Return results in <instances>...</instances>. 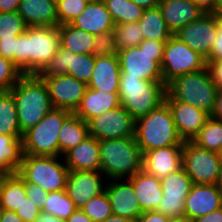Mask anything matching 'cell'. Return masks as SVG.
<instances>
[{"label": "cell", "instance_id": "obj_65", "mask_svg": "<svg viewBox=\"0 0 222 222\" xmlns=\"http://www.w3.org/2000/svg\"><path fill=\"white\" fill-rule=\"evenodd\" d=\"M52 2H54V3H59L61 0H51Z\"/></svg>", "mask_w": 222, "mask_h": 222}, {"label": "cell", "instance_id": "obj_1", "mask_svg": "<svg viewBox=\"0 0 222 222\" xmlns=\"http://www.w3.org/2000/svg\"><path fill=\"white\" fill-rule=\"evenodd\" d=\"M60 47L58 27H28L17 36L16 66L22 74H39Z\"/></svg>", "mask_w": 222, "mask_h": 222}, {"label": "cell", "instance_id": "obj_63", "mask_svg": "<svg viewBox=\"0 0 222 222\" xmlns=\"http://www.w3.org/2000/svg\"><path fill=\"white\" fill-rule=\"evenodd\" d=\"M215 12H222V0L217 1Z\"/></svg>", "mask_w": 222, "mask_h": 222}, {"label": "cell", "instance_id": "obj_38", "mask_svg": "<svg viewBox=\"0 0 222 222\" xmlns=\"http://www.w3.org/2000/svg\"><path fill=\"white\" fill-rule=\"evenodd\" d=\"M114 32L119 51L138 46L144 40L139 22L115 24Z\"/></svg>", "mask_w": 222, "mask_h": 222}, {"label": "cell", "instance_id": "obj_13", "mask_svg": "<svg viewBox=\"0 0 222 222\" xmlns=\"http://www.w3.org/2000/svg\"><path fill=\"white\" fill-rule=\"evenodd\" d=\"M95 58L93 54H74L59 47L49 64L38 75L40 77L69 75L88 84L95 67Z\"/></svg>", "mask_w": 222, "mask_h": 222}, {"label": "cell", "instance_id": "obj_19", "mask_svg": "<svg viewBox=\"0 0 222 222\" xmlns=\"http://www.w3.org/2000/svg\"><path fill=\"white\" fill-rule=\"evenodd\" d=\"M106 184L105 190L113 215L135 221L143 212L132 182L129 179H121V181L120 179H112L107 181Z\"/></svg>", "mask_w": 222, "mask_h": 222}, {"label": "cell", "instance_id": "obj_5", "mask_svg": "<svg viewBox=\"0 0 222 222\" xmlns=\"http://www.w3.org/2000/svg\"><path fill=\"white\" fill-rule=\"evenodd\" d=\"M164 81H147L120 73L119 99L135 120L146 116L165 102Z\"/></svg>", "mask_w": 222, "mask_h": 222}, {"label": "cell", "instance_id": "obj_16", "mask_svg": "<svg viewBox=\"0 0 222 222\" xmlns=\"http://www.w3.org/2000/svg\"><path fill=\"white\" fill-rule=\"evenodd\" d=\"M47 86L53 108L74 112L88 88L87 83L69 75L41 77Z\"/></svg>", "mask_w": 222, "mask_h": 222}, {"label": "cell", "instance_id": "obj_22", "mask_svg": "<svg viewBox=\"0 0 222 222\" xmlns=\"http://www.w3.org/2000/svg\"><path fill=\"white\" fill-rule=\"evenodd\" d=\"M62 157L69 171H100L99 140L89 135Z\"/></svg>", "mask_w": 222, "mask_h": 222}, {"label": "cell", "instance_id": "obj_54", "mask_svg": "<svg viewBox=\"0 0 222 222\" xmlns=\"http://www.w3.org/2000/svg\"><path fill=\"white\" fill-rule=\"evenodd\" d=\"M210 117L222 121V90L217 93L215 107Z\"/></svg>", "mask_w": 222, "mask_h": 222}, {"label": "cell", "instance_id": "obj_14", "mask_svg": "<svg viewBox=\"0 0 222 222\" xmlns=\"http://www.w3.org/2000/svg\"><path fill=\"white\" fill-rule=\"evenodd\" d=\"M163 197L156 211L168 218L184 217L185 199L193 182L183 167L160 180Z\"/></svg>", "mask_w": 222, "mask_h": 222}, {"label": "cell", "instance_id": "obj_57", "mask_svg": "<svg viewBox=\"0 0 222 222\" xmlns=\"http://www.w3.org/2000/svg\"><path fill=\"white\" fill-rule=\"evenodd\" d=\"M143 9L155 8L159 5L160 0H131Z\"/></svg>", "mask_w": 222, "mask_h": 222}, {"label": "cell", "instance_id": "obj_39", "mask_svg": "<svg viewBox=\"0 0 222 222\" xmlns=\"http://www.w3.org/2000/svg\"><path fill=\"white\" fill-rule=\"evenodd\" d=\"M81 209L93 222H103L113 215L106 190L91 198Z\"/></svg>", "mask_w": 222, "mask_h": 222}, {"label": "cell", "instance_id": "obj_25", "mask_svg": "<svg viewBox=\"0 0 222 222\" xmlns=\"http://www.w3.org/2000/svg\"><path fill=\"white\" fill-rule=\"evenodd\" d=\"M119 106L121 102L118 93L103 92L88 87L73 113L88 123L92 118Z\"/></svg>", "mask_w": 222, "mask_h": 222}, {"label": "cell", "instance_id": "obj_58", "mask_svg": "<svg viewBox=\"0 0 222 222\" xmlns=\"http://www.w3.org/2000/svg\"><path fill=\"white\" fill-rule=\"evenodd\" d=\"M12 174L13 173H11L9 170L0 167V198H1L2 191L4 189V186H5L8 178Z\"/></svg>", "mask_w": 222, "mask_h": 222}, {"label": "cell", "instance_id": "obj_64", "mask_svg": "<svg viewBox=\"0 0 222 222\" xmlns=\"http://www.w3.org/2000/svg\"><path fill=\"white\" fill-rule=\"evenodd\" d=\"M83 1H85V2H87L89 4V3L99 2L101 0H83Z\"/></svg>", "mask_w": 222, "mask_h": 222}, {"label": "cell", "instance_id": "obj_43", "mask_svg": "<svg viewBox=\"0 0 222 222\" xmlns=\"http://www.w3.org/2000/svg\"><path fill=\"white\" fill-rule=\"evenodd\" d=\"M118 51L114 30L95 35L92 53L95 57L117 55Z\"/></svg>", "mask_w": 222, "mask_h": 222}, {"label": "cell", "instance_id": "obj_15", "mask_svg": "<svg viewBox=\"0 0 222 222\" xmlns=\"http://www.w3.org/2000/svg\"><path fill=\"white\" fill-rule=\"evenodd\" d=\"M173 35L207 59L218 36L215 14L204 13Z\"/></svg>", "mask_w": 222, "mask_h": 222}, {"label": "cell", "instance_id": "obj_23", "mask_svg": "<svg viewBox=\"0 0 222 222\" xmlns=\"http://www.w3.org/2000/svg\"><path fill=\"white\" fill-rule=\"evenodd\" d=\"M158 6L172 34L204 14L193 0H160Z\"/></svg>", "mask_w": 222, "mask_h": 222}, {"label": "cell", "instance_id": "obj_48", "mask_svg": "<svg viewBox=\"0 0 222 222\" xmlns=\"http://www.w3.org/2000/svg\"><path fill=\"white\" fill-rule=\"evenodd\" d=\"M207 66L211 72L213 82L219 90H222V60L212 61Z\"/></svg>", "mask_w": 222, "mask_h": 222}, {"label": "cell", "instance_id": "obj_3", "mask_svg": "<svg viewBox=\"0 0 222 222\" xmlns=\"http://www.w3.org/2000/svg\"><path fill=\"white\" fill-rule=\"evenodd\" d=\"M100 171L107 180L129 179L142 170L143 154L135 137L99 140Z\"/></svg>", "mask_w": 222, "mask_h": 222}, {"label": "cell", "instance_id": "obj_47", "mask_svg": "<svg viewBox=\"0 0 222 222\" xmlns=\"http://www.w3.org/2000/svg\"><path fill=\"white\" fill-rule=\"evenodd\" d=\"M170 219L154 210L143 212L134 222H169Z\"/></svg>", "mask_w": 222, "mask_h": 222}, {"label": "cell", "instance_id": "obj_18", "mask_svg": "<svg viewBox=\"0 0 222 222\" xmlns=\"http://www.w3.org/2000/svg\"><path fill=\"white\" fill-rule=\"evenodd\" d=\"M165 102L168 104L175 126L183 141H192L203 128L210 114L190 104L175 101L167 93Z\"/></svg>", "mask_w": 222, "mask_h": 222}, {"label": "cell", "instance_id": "obj_52", "mask_svg": "<svg viewBox=\"0 0 222 222\" xmlns=\"http://www.w3.org/2000/svg\"><path fill=\"white\" fill-rule=\"evenodd\" d=\"M21 0H0V12H17Z\"/></svg>", "mask_w": 222, "mask_h": 222}, {"label": "cell", "instance_id": "obj_37", "mask_svg": "<svg viewBox=\"0 0 222 222\" xmlns=\"http://www.w3.org/2000/svg\"><path fill=\"white\" fill-rule=\"evenodd\" d=\"M76 209L75 203L70 199L66 190H61L48 192L43 212L67 220Z\"/></svg>", "mask_w": 222, "mask_h": 222}, {"label": "cell", "instance_id": "obj_49", "mask_svg": "<svg viewBox=\"0 0 222 222\" xmlns=\"http://www.w3.org/2000/svg\"><path fill=\"white\" fill-rule=\"evenodd\" d=\"M216 60H222V37H220V31H218V36L213 44V48L209 57L206 59L207 65Z\"/></svg>", "mask_w": 222, "mask_h": 222}, {"label": "cell", "instance_id": "obj_34", "mask_svg": "<svg viewBox=\"0 0 222 222\" xmlns=\"http://www.w3.org/2000/svg\"><path fill=\"white\" fill-rule=\"evenodd\" d=\"M115 24L138 22L144 9L131 0H103Z\"/></svg>", "mask_w": 222, "mask_h": 222}, {"label": "cell", "instance_id": "obj_11", "mask_svg": "<svg viewBox=\"0 0 222 222\" xmlns=\"http://www.w3.org/2000/svg\"><path fill=\"white\" fill-rule=\"evenodd\" d=\"M221 165L218 153L201 148L192 141H184L182 167L193 184H216Z\"/></svg>", "mask_w": 222, "mask_h": 222}, {"label": "cell", "instance_id": "obj_27", "mask_svg": "<svg viewBox=\"0 0 222 222\" xmlns=\"http://www.w3.org/2000/svg\"><path fill=\"white\" fill-rule=\"evenodd\" d=\"M71 25L90 34L97 35L114 30L115 23L103 0L86 5L84 11Z\"/></svg>", "mask_w": 222, "mask_h": 222}, {"label": "cell", "instance_id": "obj_2", "mask_svg": "<svg viewBox=\"0 0 222 222\" xmlns=\"http://www.w3.org/2000/svg\"><path fill=\"white\" fill-rule=\"evenodd\" d=\"M10 92L15 98L22 135L37 125L53 108L47 86L37 74H23Z\"/></svg>", "mask_w": 222, "mask_h": 222}, {"label": "cell", "instance_id": "obj_21", "mask_svg": "<svg viewBox=\"0 0 222 222\" xmlns=\"http://www.w3.org/2000/svg\"><path fill=\"white\" fill-rule=\"evenodd\" d=\"M183 146H166L143 153L142 170L159 180L182 167Z\"/></svg>", "mask_w": 222, "mask_h": 222}, {"label": "cell", "instance_id": "obj_6", "mask_svg": "<svg viewBox=\"0 0 222 222\" xmlns=\"http://www.w3.org/2000/svg\"><path fill=\"white\" fill-rule=\"evenodd\" d=\"M218 91L208 66L176 77L166 85L167 94L175 101L190 104L210 115L214 110Z\"/></svg>", "mask_w": 222, "mask_h": 222}, {"label": "cell", "instance_id": "obj_24", "mask_svg": "<svg viewBox=\"0 0 222 222\" xmlns=\"http://www.w3.org/2000/svg\"><path fill=\"white\" fill-rule=\"evenodd\" d=\"M120 73L118 55L97 56L92 77L87 85L91 89L119 93Z\"/></svg>", "mask_w": 222, "mask_h": 222}, {"label": "cell", "instance_id": "obj_29", "mask_svg": "<svg viewBox=\"0 0 222 222\" xmlns=\"http://www.w3.org/2000/svg\"><path fill=\"white\" fill-rule=\"evenodd\" d=\"M88 136V123L71 113L64 120L59 133V156L79 145Z\"/></svg>", "mask_w": 222, "mask_h": 222}, {"label": "cell", "instance_id": "obj_9", "mask_svg": "<svg viewBox=\"0 0 222 222\" xmlns=\"http://www.w3.org/2000/svg\"><path fill=\"white\" fill-rule=\"evenodd\" d=\"M71 113L52 108L37 125L23 134L22 155L59 156V133L64 120Z\"/></svg>", "mask_w": 222, "mask_h": 222}, {"label": "cell", "instance_id": "obj_8", "mask_svg": "<svg viewBox=\"0 0 222 222\" xmlns=\"http://www.w3.org/2000/svg\"><path fill=\"white\" fill-rule=\"evenodd\" d=\"M60 156L21 155L17 174L24 182H31L46 192L65 190L69 168Z\"/></svg>", "mask_w": 222, "mask_h": 222}, {"label": "cell", "instance_id": "obj_66", "mask_svg": "<svg viewBox=\"0 0 222 222\" xmlns=\"http://www.w3.org/2000/svg\"><path fill=\"white\" fill-rule=\"evenodd\" d=\"M219 155H220V157H221V159H222V150L220 151Z\"/></svg>", "mask_w": 222, "mask_h": 222}, {"label": "cell", "instance_id": "obj_40", "mask_svg": "<svg viewBox=\"0 0 222 222\" xmlns=\"http://www.w3.org/2000/svg\"><path fill=\"white\" fill-rule=\"evenodd\" d=\"M18 12H0V39H14L27 30Z\"/></svg>", "mask_w": 222, "mask_h": 222}, {"label": "cell", "instance_id": "obj_45", "mask_svg": "<svg viewBox=\"0 0 222 222\" xmlns=\"http://www.w3.org/2000/svg\"><path fill=\"white\" fill-rule=\"evenodd\" d=\"M25 190L26 196L29 197L41 211H43L48 192L31 182H25Z\"/></svg>", "mask_w": 222, "mask_h": 222}, {"label": "cell", "instance_id": "obj_60", "mask_svg": "<svg viewBox=\"0 0 222 222\" xmlns=\"http://www.w3.org/2000/svg\"><path fill=\"white\" fill-rule=\"evenodd\" d=\"M214 14L218 25V31H220V37H222V12H215Z\"/></svg>", "mask_w": 222, "mask_h": 222}, {"label": "cell", "instance_id": "obj_26", "mask_svg": "<svg viewBox=\"0 0 222 222\" xmlns=\"http://www.w3.org/2000/svg\"><path fill=\"white\" fill-rule=\"evenodd\" d=\"M17 12L28 27H58L57 4L51 0H21Z\"/></svg>", "mask_w": 222, "mask_h": 222}, {"label": "cell", "instance_id": "obj_36", "mask_svg": "<svg viewBox=\"0 0 222 222\" xmlns=\"http://www.w3.org/2000/svg\"><path fill=\"white\" fill-rule=\"evenodd\" d=\"M23 136L0 135V167L16 173L21 159Z\"/></svg>", "mask_w": 222, "mask_h": 222}, {"label": "cell", "instance_id": "obj_53", "mask_svg": "<svg viewBox=\"0 0 222 222\" xmlns=\"http://www.w3.org/2000/svg\"><path fill=\"white\" fill-rule=\"evenodd\" d=\"M0 222H24L15 211L0 209Z\"/></svg>", "mask_w": 222, "mask_h": 222}, {"label": "cell", "instance_id": "obj_4", "mask_svg": "<svg viewBox=\"0 0 222 222\" xmlns=\"http://www.w3.org/2000/svg\"><path fill=\"white\" fill-rule=\"evenodd\" d=\"M135 139L141 153L166 146H183L166 102L136 120Z\"/></svg>", "mask_w": 222, "mask_h": 222}, {"label": "cell", "instance_id": "obj_61", "mask_svg": "<svg viewBox=\"0 0 222 222\" xmlns=\"http://www.w3.org/2000/svg\"><path fill=\"white\" fill-rule=\"evenodd\" d=\"M216 186L222 192V165H221L220 174L218 176V180H217Z\"/></svg>", "mask_w": 222, "mask_h": 222}, {"label": "cell", "instance_id": "obj_32", "mask_svg": "<svg viewBox=\"0 0 222 222\" xmlns=\"http://www.w3.org/2000/svg\"><path fill=\"white\" fill-rule=\"evenodd\" d=\"M0 135L23 136L19 128L15 98L10 91H0Z\"/></svg>", "mask_w": 222, "mask_h": 222}, {"label": "cell", "instance_id": "obj_33", "mask_svg": "<svg viewBox=\"0 0 222 222\" xmlns=\"http://www.w3.org/2000/svg\"><path fill=\"white\" fill-rule=\"evenodd\" d=\"M25 182L16 173L7 180L0 198V209L16 211L26 198Z\"/></svg>", "mask_w": 222, "mask_h": 222}, {"label": "cell", "instance_id": "obj_59", "mask_svg": "<svg viewBox=\"0 0 222 222\" xmlns=\"http://www.w3.org/2000/svg\"><path fill=\"white\" fill-rule=\"evenodd\" d=\"M103 222H134V221L125 217L111 215Z\"/></svg>", "mask_w": 222, "mask_h": 222}, {"label": "cell", "instance_id": "obj_35", "mask_svg": "<svg viewBox=\"0 0 222 222\" xmlns=\"http://www.w3.org/2000/svg\"><path fill=\"white\" fill-rule=\"evenodd\" d=\"M192 142L201 148L219 154L222 150V121L210 117Z\"/></svg>", "mask_w": 222, "mask_h": 222}, {"label": "cell", "instance_id": "obj_62", "mask_svg": "<svg viewBox=\"0 0 222 222\" xmlns=\"http://www.w3.org/2000/svg\"><path fill=\"white\" fill-rule=\"evenodd\" d=\"M169 222H191V221L185 217H181V218H171Z\"/></svg>", "mask_w": 222, "mask_h": 222}, {"label": "cell", "instance_id": "obj_17", "mask_svg": "<svg viewBox=\"0 0 222 222\" xmlns=\"http://www.w3.org/2000/svg\"><path fill=\"white\" fill-rule=\"evenodd\" d=\"M103 176L101 171H69L65 190L77 208L105 191Z\"/></svg>", "mask_w": 222, "mask_h": 222}, {"label": "cell", "instance_id": "obj_41", "mask_svg": "<svg viewBox=\"0 0 222 222\" xmlns=\"http://www.w3.org/2000/svg\"><path fill=\"white\" fill-rule=\"evenodd\" d=\"M87 4L83 0H61L57 3L58 26L71 24L84 11Z\"/></svg>", "mask_w": 222, "mask_h": 222}, {"label": "cell", "instance_id": "obj_10", "mask_svg": "<svg viewBox=\"0 0 222 222\" xmlns=\"http://www.w3.org/2000/svg\"><path fill=\"white\" fill-rule=\"evenodd\" d=\"M207 67L206 58L189 48L176 36H172L165 44L161 73L164 84L174 78L200 71Z\"/></svg>", "mask_w": 222, "mask_h": 222}, {"label": "cell", "instance_id": "obj_28", "mask_svg": "<svg viewBox=\"0 0 222 222\" xmlns=\"http://www.w3.org/2000/svg\"><path fill=\"white\" fill-rule=\"evenodd\" d=\"M142 212L157 210L163 197L161 181L144 170L129 178Z\"/></svg>", "mask_w": 222, "mask_h": 222}, {"label": "cell", "instance_id": "obj_46", "mask_svg": "<svg viewBox=\"0 0 222 222\" xmlns=\"http://www.w3.org/2000/svg\"><path fill=\"white\" fill-rule=\"evenodd\" d=\"M17 37L0 39V56L8 58L16 65Z\"/></svg>", "mask_w": 222, "mask_h": 222}, {"label": "cell", "instance_id": "obj_51", "mask_svg": "<svg viewBox=\"0 0 222 222\" xmlns=\"http://www.w3.org/2000/svg\"><path fill=\"white\" fill-rule=\"evenodd\" d=\"M204 13H215L218 0H193Z\"/></svg>", "mask_w": 222, "mask_h": 222}, {"label": "cell", "instance_id": "obj_55", "mask_svg": "<svg viewBox=\"0 0 222 222\" xmlns=\"http://www.w3.org/2000/svg\"><path fill=\"white\" fill-rule=\"evenodd\" d=\"M67 222H93L81 208H77L66 220Z\"/></svg>", "mask_w": 222, "mask_h": 222}, {"label": "cell", "instance_id": "obj_42", "mask_svg": "<svg viewBox=\"0 0 222 222\" xmlns=\"http://www.w3.org/2000/svg\"><path fill=\"white\" fill-rule=\"evenodd\" d=\"M22 75L12 60L0 56V91H10Z\"/></svg>", "mask_w": 222, "mask_h": 222}, {"label": "cell", "instance_id": "obj_56", "mask_svg": "<svg viewBox=\"0 0 222 222\" xmlns=\"http://www.w3.org/2000/svg\"><path fill=\"white\" fill-rule=\"evenodd\" d=\"M34 222H67V221L57 216L41 211L39 216L34 220Z\"/></svg>", "mask_w": 222, "mask_h": 222}, {"label": "cell", "instance_id": "obj_20", "mask_svg": "<svg viewBox=\"0 0 222 222\" xmlns=\"http://www.w3.org/2000/svg\"><path fill=\"white\" fill-rule=\"evenodd\" d=\"M222 207V192L216 184H193L185 199L184 217L191 222Z\"/></svg>", "mask_w": 222, "mask_h": 222}, {"label": "cell", "instance_id": "obj_50", "mask_svg": "<svg viewBox=\"0 0 222 222\" xmlns=\"http://www.w3.org/2000/svg\"><path fill=\"white\" fill-rule=\"evenodd\" d=\"M192 222H222V207L218 210L208 213L207 215L198 217Z\"/></svg>", "mask_w": 222, "mask_h": 222}, {"label": "cell", "instance_id": "obj_7", "mask_svg": "<svg viewBox=\"0 0 222 222\" xmlns=\"http://www.w3.org/2000/svg\"><path fill=\"white\" fill-rule=\"evenodd\" d=\"M166 42L143 40L138 46L118 51L121 73L147 81H164L161 63Z\"/></svg>", "mask_w": 222, "mask_h": 222}, {"label": "cell", "instance_id": "obj_44", "mask_svg": "<svg viewBox=\"0 0 222 222\" xmlns=\"http://www.w3.org/2000/svg\"><path fill=\"white\" fill-rule=\"evenodd\" d=\"M15 212L24 222H34V220L39 216L41 210L29 197H26Z\"/></svg>", "mask_w": 222, "mask_h": 222}, {"label": "cell", "instance_id": "obj_12", "mask_svg": "<svg viewBox=\"0 0 222 222\" xmlns=\"http://www.w3.org/2000/svg\"><path fill=\"white\" fill-rule=\"evenodd\" d=\"M136 120L123 107L111 109L88 122L89 135L98 140L135 137Z\"/></svg>", "mask_w": 222, "mask_h": 222}, {"label": "cell", "instance_id": "obj_31", "mask_svg": "<svg viewBox=\"0 0 222 222\" xmlns=\"http://www.w3.org/2000/svg\"><path fill=\"white\" fill-rule=\"evenodd\" d=\"M141 32L144 40H158L167 42L172 36V32L167 28L159 6L144 9L142 17L139 19Z\"/></svg>", "mask_w": 222, "mask_h": 222}, {"label": "cell", "instance_id": "obj_30", "mask_svg": "<svg viewBox=\"0 0 222 222\" xmlns=\"http://www.w3.org/2000/svg\"><path fill=\"white\" fill-rule=\"evenodd\" d=\"M60 47L74 54H92L95 35L71 24L58 26Z\"/></svg>", "mask_w": 222, "mask_h": 222}]
</instances>
